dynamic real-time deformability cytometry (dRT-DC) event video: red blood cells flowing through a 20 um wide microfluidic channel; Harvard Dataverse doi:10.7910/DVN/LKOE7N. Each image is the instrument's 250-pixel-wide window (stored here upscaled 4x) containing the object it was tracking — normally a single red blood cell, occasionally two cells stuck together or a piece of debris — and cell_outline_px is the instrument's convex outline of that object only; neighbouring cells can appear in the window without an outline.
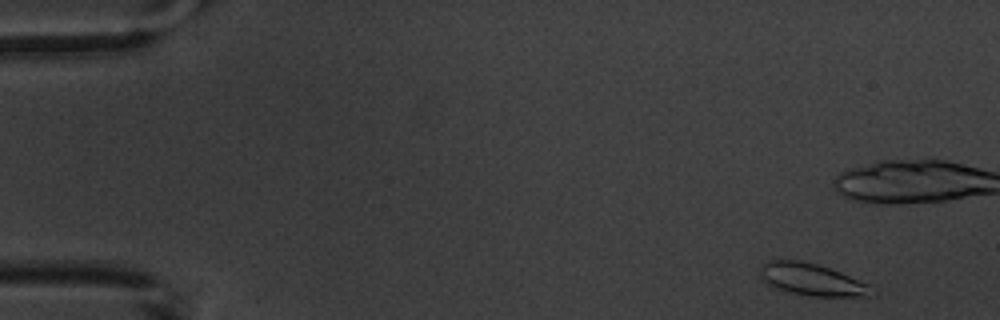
{"species": "common noctule bat (a hibernating species)", "species_latin": "Nyctalus noctula", "temperature_condition": "warm", "stored_images_in_passage": 4, "camera_frame_rate_fps": 3000, "um_per_image_px": 0.085, "animal": {"sex": "male", "body_mass_g": 20.1, "forearm_length_mm": 53.5}, "frame": {"image": 1, "passage_image": 1, "time_ms": 0.0, "image_size_px": [1000, 320], "cell_outline_px": [[876, 296], [812, 296], [772, 288], [764, 280], [760, 272], [760, 264], [764, 260], [800, 260], [816, 264], [840, 272], [868, 284], [876, 292]], "centroid_in_image_um": [69.0, 23.76], "position_along_channel_um": 16.0, "area_um2": 20.81}}